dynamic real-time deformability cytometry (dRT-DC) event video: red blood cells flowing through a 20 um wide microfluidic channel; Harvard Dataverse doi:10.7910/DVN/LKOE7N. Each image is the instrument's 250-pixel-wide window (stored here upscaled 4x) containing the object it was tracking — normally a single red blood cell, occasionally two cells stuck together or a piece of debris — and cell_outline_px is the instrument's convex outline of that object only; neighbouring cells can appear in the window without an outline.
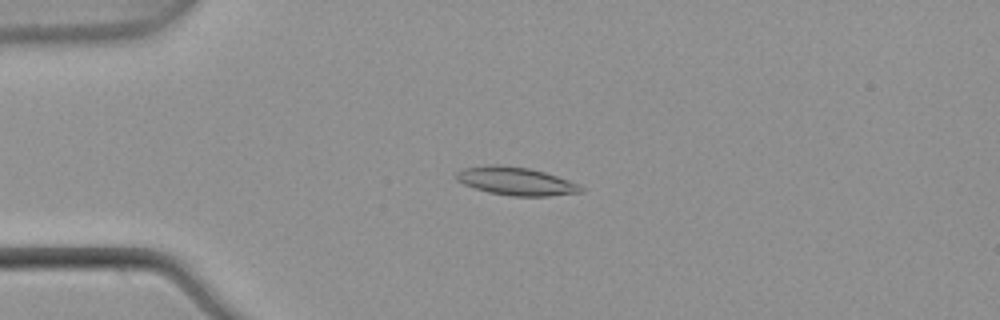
{"species": "common noctule bat (a hibernating species)", "species_latin": "Nyctalus noctula", "temperature_condition": "warm", "stored_images_in_passage": 53, "camera_frame_rate_fps": 3000, "um_per_image_px": 0.085, "animal": {"sex": "male", "body_mass_g": 21.5, "forearm_length_mm": 52.0}, "frame": {"image": 1, "passage_image": 13, "time_ms": 4.0, "image_size_px": [1000, 320], "cell_outline_px": [[584, 192], [548, 196], [512, 196], [488, 192], [464, 184], [456, 180], [452, 176], [456, 172], [464, 168], [484, 164], [500, 164], [528, 168], [544, 172], [568, 180], [584, 188]], "centroid_in_image_um": [43.79, 15.39], "position_along_channel_um": 41.2, "area_um2": 20.52}}
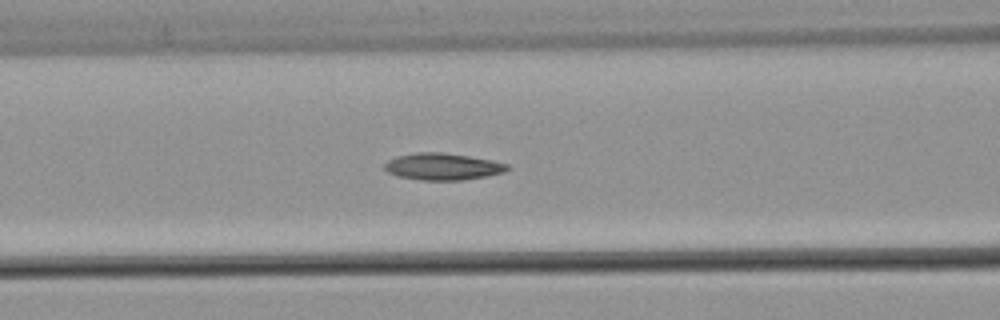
{"frame": {"image": 2, "passage_image": 22, "time_ms": 7.0, "image_size_px": [1000, 320], "cell_outline_px": [[512, 168], [504, 172], [488, 176], [464, 180], [420, 180], [396, 176], [388, 172], [384, 168], [384, 164], [388, 160], [396, 156], [416, 152], [440, 152], [468, 156], [492, 160], [508, 164]], "centroid_in_image_um": [37.64, 14.16], "position_along_channel_um": 129.0, "area_um2": 19.36}}
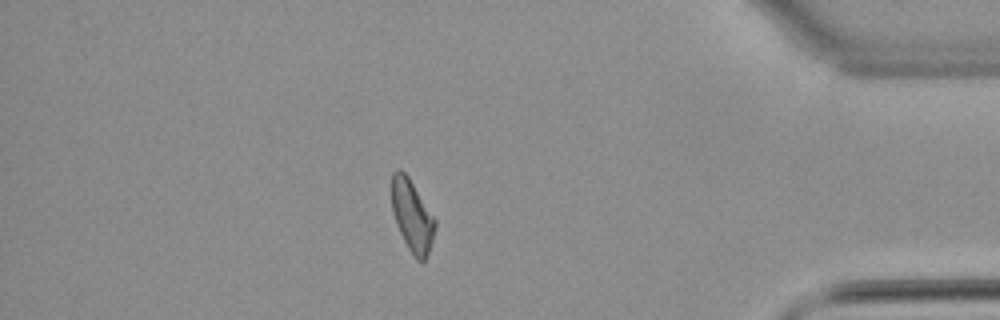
{"frame": {"image": 3, "passage_image": 46, "time_ms": 15.0, "image_size_px": [1000, 320], "cell_outline_px": [[436, 224], [432, 240], [428, 252], [424, 260], [416, 260], [408, 248], [396, 224], [392, 212], [392, 172], [396, 168], [400, 168], [408, 176], [436, 220]], "centroid_in_image_um": [35.01, 18.31], "position_along_channel_um": 400.2, "area_um2": 17.92}}